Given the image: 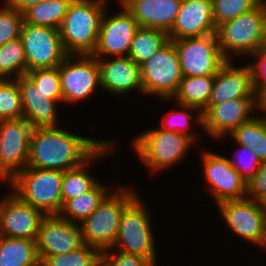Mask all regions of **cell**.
Instances as JSON below:
<instances>
[{"mask_svg":"<svg viewBox=\"0 0 266 266\" xmlns=\"http://www.w3.org/2000/svg\"><path fill=\"white\" fill-rule=\"evenodd\" d=\"M105 142L71 134L58 126L33 128L27 166L65 172L80 167Z\"/></svg>","mask_w":266,"mask_h":266,"instance_id":"obj_1","label":"cell"},{"mask_svg":"<svg viewBox=\"0 0 266 266\" xmlns=\"http://www.w3.org/2000/svg\"><path fill=\"white\" fill-rule=\"evenodd\" d=\"M105 0H73L59 28L68 55H92L105 12Z\"/></svg>","mask_w":266,"mask_h":266,"instance_id":"obj_2","label":"cell"},{"mask_svg":"<svg viewBox=\"0 0 266 266\" xmlns=\"http://www.w3.org/2000/svg\"><path fill=\"white\" fill-rule=\"evenodd\" d=\"M63 171L26 166L10 180L14 194L45 215H58L63 206L61 186Z\"/></svg>","mask_w":266,"mask_h":266,"instance_id":"obj_3","label":"cell"},{"mask_svg":"<svg viewBox=\"0 0 266 266\" xmlns=\"http://www.w3.org/2000/svg\"><path fill=\"white\" fill-rule=\"evenodd\" d=\"M265 21L266 0H263L255 9L219 25L216 35L224 58L231 61V53L236 56L256 53L262 45Z\"/></svg>","mask_w":266,"mask_h":266,"instance_id":"obj_4","label":"cell"},{"mask_svg":"<svg viewBox=\"0 0 266 266\" xmlns=\"http://www.w3.org/2000/svg\"><path fill=\"white\" fill-rule=\"evenodd\" d=\"M99 204L97 209L81 222L84 244L97 248L100 252L112 249L119 229L124 208L137 196L129 189L118 188L112 191Z\"/></svg>","mask_w":266,"mask_h":266,"instance_id":"obj_5","label":"cell"},{"mask_svg":"<svg viewBox=\"0 0 266 266\" xmlns=\"http://www.w3.org/2000/svg\"><path fill=\"white\" fill-rule=\"evenodd\" d=\"M136 196L123 210L113 245L121 252L141 256L156 266V251L149 213Z\"/></svg>","mask_w":266,"mask_h":266,"instance_id":"obj_6","label":"cell"},{"mask_svg":"<svg viewBox=\"0 0 266 266\" xmlns=\"http://www.w3.org/2000/svg\"><path fill=\"white\" fill-rule=\"evenodd\" d=\"M133 141L139 159L152 171L166 169L183 159L194 142L186 135L161 128L147 130Z\"/></svg>","mask_w":266,"mask_h":266,"instance_id":"obj_7","label":"cell"},{"mask_svg":"<svg viewBox=\"0 0 266 266\" xmlns=\"http://www.w3.org/2000/svg\"><path fill=\"white\" fill-rule=\"evenodd\" d=\"M171 41L179 56L182 76H215L227 62L216 33Z\"/></svg>","mask_w":266,"mask_h":266,"instance_id":"obj_8","label":"cell"},{"mask_svg":"<svg viewBox=\"0 0 266 266\" xmlns=\"http://www.w3.org/2000/svg\"><path fill=\"white\" fill-rule=\"evenodd\" d=\"M140 66L144 94L171 99L183 77L174 43L170 40Z\"/></svg>","mask_w":266,"mask_h":266,"instance_id":"obj_9","label":"cell"},{"mask_svg":"<svg viewBox=\"0 0 266 266\" xmlns=\"http://www.w3.org/2000/svg\"><path fill=\"white\" fill-rule=\"evenodd\" d=\"M20 39L24 48L27 72L58 67L68 56L59 29L24 22Z\"/></svg>","mask_w":266,"mask_h":266,"instance_id":"obj_10","label":"cell"},{"mask_svg":"<svg viewBox=\"0 0 266 266\" xmlns=\"http://www.w3.org/2000/svg\"><path fill=\"white\" fill-rule=\"evenodd\" d=\"M33 126L24 118L0 121V180H10L27 166Z\"/></svg>","mask_w":266,"mask_h":266,"instance_id":"obj_11","label":"cell"},{"mask_svg":"<svg viewBox=\"0 0 266 266\" xmlns=\"http://www.w3.org/2000/svg\"><path fill=\"white\" fill-rule=\"evenodd\" d=\"M68 55L59 65L61 94L64 102H79L90 97L100 86L98 60L92 55H77V62H72Z\"/></svg>","mask_w":266,"mask_h":266,"instance_id":"obj_12","label":"cell"},{"mask_svg":"<svg viewBox=\"0 0 266 266\" xmlns=\"http://www.w3.org/2000/svg\"><path fill=\"white\" fill-rule=\"evenodd\" d=\"M59 215H46L40 224L36 248L40 263L49 256L70 253L84 245L81 228Z\"/></svg>","mask_w":266,"mask_h":266,"instance_id":"obj_13","label":"cell"},{"mask_svg":"<svg viewBox=\"0 0 266 266\" xmlns=\"http://www.w3.org/2000/svg\"><path fill=\"white\" fill-rule=\"evenodd\" d=\"M202 155L206 182L217 204L248 197L247 181L231 166L228 158L208 151Z\"/></svg>","mask_w":266,"mask_h":266,"instance_id":"obj_14","label":"cell"},{"mask_svg":"<svg viewBox=\"0 0 266 266\" xmlns=\"http://www.w3.org/2000/svg\"><path fill=\"white\" fill-rule=\"evenodd\" d=\"M220 213L226 224L243 239L263 245L266 214L260 203L248 197L218 203Z\"/></svg>","mask_w":266,"mask_h":266,"instance_id":"obj_15","label":"cell"},{"mask_svg":"<svg viewBox=\"0 0 266 266\" xmlns=\"http://www.w3.org/2000/svg\"><path fill=\"white\" fill-rule=\"evenodd\" d=\"M123 7V11L106 16V10L100 22L98 42L92 56H128L131 42L136 30L139 28L137 21ZM103 55V56H102Z\"/></svg>","mask_w":266,"mask_h":266,"instance_id":"obj_16","label":"cell"},{"mask_svg":"<svg viewBox=\"0 0 266 266\" xmlns=\"http://www.w3.org/2000/svg\"><path fill=\"white\" fill-rule=\"evenodd\" d=\"M258 109L257 98L232 99L221 104L207 105L202 112V129L215 138L231 134L239 125L251 121L249 115Z\"/></svg>","mask_w":266,"mask_h":266,"instance_id":"obj_17","label":"cell"},{"mask_svg":"<svg viewBox=\"0 0 266 266\" xmlns=\"http://www.w3.org/2000/svg\"><path fill=\"white\" fill-rule=\"evenodd\" d=\"M45 216L13 193L0 201V225L5 237L36 240Z\"/></svg>","mask_w":266,"mask_h":266,"instance_id":"obj_18","label":"cell"},{"mask_svg":"<svg viewBox=\"0 0 266 266\" xmlns=\"http://www.w3.org/2000/svg\"><path fill=\"white\" fill-rule=\"evenodd\" d=\"M212 0H182L170 32V40L203 37L216 33Z\"/></svg>","mask_w":266,"mask_h":266,"instance_id":"obj_19","label":"cell"},{"mask_svg":"<svg viewBox=\"0 0 266 266\" xmlns=\"http://www.w3.org/2000/svg\"><path fill=\"white\" fill-rule=\"evenodd\" d=\"M227 61L214 76V84L208 105L240 99L257 98L253 88L252 69L250 65L236 68Z\"/></svg>","mask_w":266,"mask_h":266,"instance_id":"obj_20","label":"cell"},{"mask_svg":"<svg viewBox=\"0 0 266 266\" xmlns=\"http://www.w3.org/2000/svg\"><path fill=\"white\" fill-rule=\"evenodd\" d=\"M16 80L21 92L23 118L33 128L57 127L56 103L63 100L48 98V94L38 88L27 75Z\"/></svg>","mask_w":266,"mask_h":266,"instance_id":"obj_21","label":"cell"},{"mask_svg":"<svg viewBox=\"0 0 266 266\" xmlns=\"http://www.w3.org/2000/svg\"><path fill=\"white\" fill-rule=\"evenodd\" d=\"M105 61L97 58L100 71V86L111 94L123 95L134 89L143 91L141 66L129 56L114 57Z\"/></svg>","mask_w":266,"mask_h":266,"instance_id":"obj_22","label":"cell"},{"mask_svg":"<svg viewBox=\"0 0 266 266\" xmlns=\"http://www.w3.org/2000/svg\"><path fill=\"white\" fill-rule=\"evenodd\" d=\"M182 0H126L121 6L137 21L139 27L169 33Z\"/></svg>","mask_w":266,"mask_h":266,"instance_id":"obj_23","label":"cell"},{"mask_svg":"<svg viewBox=\"0 0 266 266\" xmlns=\"http://www.w3.org/2000/svg\"><path fill=\"white\" fill-rule=\"evenodd\" d=\"M112 141H106L86 162H84L80 167L67 170L63 173L61 194L63 204L72 198L84 194L85 192L91 190L97 183L89 173L86 172V166L93 161V159H98L106 156L112 150ZM111 148V149H110ZM92 160V161H91Z\"/></svg>","mask_w":266,"mask_h":266,"instance_id":"obj_24","label":"cell"},{"mask_svg":"<svg viewBox=\"0 0 266 266\" xmlns=\"http://www.w3.org/2000/svg\"><path fill=\"white\" fill-rule=\"evenodd\" d=\"M214 76H183L176 92L177 104L193 106L202 111L211 97Z\"/></svg>","mask_w":266,"mask_h":266,"instance_id":"obj_25","label":"cell"},{"mask_svg":"<svg viewBox=\"0 0 266 266\" xmlns=\"http://www.w3.org/2000/svg\"><path fill=\"white\" fill-rule=\"evenodd\" d=\"M0 266H40L36 241L5 237L0 247Z\"/></svg>","mask_w":266,"mask_h":266,"instance_id":"obj_26","label":"cell"},{"mask_svg":"<svg viewBox=\"0 0 266 266\" xmlns=\"http://www.w3.org/2000/svg\"><path fill=\"white\" fill-rule=\"evenodd\" d=\"M107 189L98 182L91 190L67 200L58 215L71 222L73 220L82 222L97 209L99 204L108 195Z\"/></svg>","mask_w":266,"mask_h":266,"instance_id":"obj_27","label":"cell"},{"mask_svg":"<svg viewBox=\"0 0 266 266\" xmlns=\"http://www.w3.org/2000/svg\"><path fill=\"white\" fill-rule=\"evenodd\" d=\"M170 41L167 32L139 27L133 37L128 56L142 65Z\"/></svg>","mask_w":266,"mask_h":266,"instance_id":"obj_28","label":"cell"},{"mask_svg":"<svg viewBox=\"0 0 266 266\" xmlns=\"http://www.w3.org/2000/svg\"><path fill=\"white\" fill-rule=\"evenodd\" d=\"M73 0H43L26 10L24 22L59 29Z\"/></svg>","mask_w":266,"mask_h":266,"instance_id":"obj_29","label":"cell"},{"mask_svg":"<svg viewBox=\"0 0 266 266\" xmlns=\"http://www.w3.org/2000/svg\"><path fill=\"white\" fill-rule=\"evenodd\" d=\"M238 143L250 148L260 162H266V119L254 117L251 121L239 125L231 134Z\"/></svg>","mask_w":266,"mask_h":266,"instance_id":"obj_30","label":"cell"},{"mask_svg":"<svg viewBox=\"0 0 266 266\" xmlns=\"http://www.w3.org/2000/svg\"><path fill=\"white\" fill-rule=\"evenodd\" d=\"M26 73L27 64L21 39L0 45V79L10 75H16L14 78L17 79Z\"/></svg>","mask_w":266,"mask_h":266,"instance_id":"obj_31","label":"cell"},{"mask_svg":"<svg viewBox=\"0 0 266 266\" xmlns=\"http://www.w3.org/2000/svg\"><path fill=\"white\" fill-rule=\"evenodd\" d=\"M21 118H23V106L17 80L10 77L0 79V121Z\"/></svg>","mask_w":266,"mask_h":266,"instance_id":"obj_32","label":"cell"},{"mask_svg":"<svg viewBox=\"0 0 266 266\" xmlns=\"http://www.w3.org/2000/svg\"><path fill=\"white\" fill-rule=\"evenodd\" d=\"M100 251L87 244L70 253L46 257L40 266H99Z\"/></svg>","mask_w":266,"mask_h":266,"instance_id":"obj_33","label":"cell"},{"mask_svg":"<svg viewBox=\"0 0 266 266\" xmlns=\"http://www.w3.org/2000/svg\"><path fill=\"white\" fill-rule=\"evenodd\" d=\"M263 0H212L216 28L224 22L255 9Z\"/></svg>","mask_w":266,"mask_h":266,"instance_id":"obj_34","label":"cell"},{"mask_svg":"<svg viewBox=\"0 0 266 266\" xmlns=\"http://www.w3.org/2000/svg\"><path fill=\"white\" fill-rule=\"evenodd\" d=\"M26 75L37 85L38 88L48 94V98L53 100H63L59 66L55 68L35 69L28 71Z\"/></svg>","mask_w":266,"mask_h":266,"instance_id":"obj_35","label":"cell"},{"mask_svg":"<svg viewBox=\"0 0 266 266\" xmlns=\"http://www.w3.org/2000/svg\"><path fill=\"white\" fill-rule=\"evenodd\" d=\"M178 106L182 109L181 111H172V112H167L171 117L167 118L163 116V120H162V130L165 131H172V132H177L179 134H183L186 135L188 137H190L193 141H195V139L197 137H195L196 135L193 133H189L187 132L188 125L190 124V121H192L193 116L192 113H189L188 111L190 109L192 110H196L198 111V115H196V121L198 122V124L202 125V112L193 106H187V105H181L178 104ZM185 110V111H184ZM176 117V118H175Z\"/></svg>","mask_w":266,"mask_h":266,"instance_id":"obj_36","label":"cell"},{"mask_svg":"<svg viewBox=\"0 0 266 266\" xmlns=\"http://www.w3.org/2000/svg\"><path fill=\"white\" fill-rule=\"evenodd\" d=\"M0 9V45L20 38L24 23V15L7 6L5 3Z\"/></svg>","mask_w":266,"mask_h":266,"instance_id":"obj_37","label":"cell"},{"mask_svg":"<svg viewBox=\"0 0 266 266\" xmlns=\"http://www.w3.org/2000/svg\"><path fill=\"white\" fill-rule=\"evenodd\" d=\"M239 147H240V153L238 154L239 159L232 160L228 158V160L231 166L235 168L238 171V173L248 182L258 171L261 162L257 158V155L254 153L253 150L242 145H239ZM243 152L245 153V155H241Z\"/></svg>","mask_w":266,"mask_h":266,"instance_id":"obj_38","label":"cell"},{"mask_svg":"<svg viewBox=\"0 0 266 266\" xmlns=\"http://www.w3.org/2000/svg\"><path fill=\"white\" fill-rule=\"evenodd\" d=\"M101 251L99 266H153L147 259L119 251L118 254Z\"/></svg>","mask_w":266,"mask_h":266,"instance_id":"obj_39","label":"cell"},{"mask_svg":"<svg viewBox=\"0 0 266 266\" xmlns=\"http://www.w3.org/2000/svg\"><path fill=\"white\" fill-rule=\"evenodd\" d=\"M252 56L258 58L255 65L249 64L252 69L253 88L258 94L266 86V48H260Z\"/></svg>","mask_w":266,"mask_h":266,"instance_id":"obj_40","label":"cell"},{"mask_svg":"<svg viewBox=\"0 0 266 266\" xmlns=\"http://www.w3.org/2000/svg\"><path fill=\"white\" fill-rule=\"evenodd\" d=\"M248 198L259 202L266 195V162H262L256 174L247 182Z\"/></svg>","mask_w":266,"mask_h":266,"instance_id":"obj_41","label":"cell"},{"mask_svg":"<svg viewBox=\"0 0 266 266\" xmlns=\"http://www.w3.org/2000/svg\"><path fill=\"white\" fill-rule=\"evenodd\" d=\"M43 0H4V3L19 11L20 13H24L26 10H28L30 7L35 6L39 2Z\"/></svg>","mask_w":266,"mask_h":266,"instance_id":"obj_42","label":"cell"},{"mask_svg":"<svg viewBox=\"0 0 266 266\" xmlns=\"http://www.w3.org/2000/svg\"><path fill=\"white\" fill-rule=\"evenodd\" d=\"M258 109L264 111L266 109V86L257 94Z\"/></svg>","mask_w":266,"mask_h":266,"instance_id":"obj_43","label":"cell"},{"mask_svg":"<svg viewBox=\"0 0 266 266\" xmlns=\"http://www.w3.org/2000/svg\"><path fill=\"white\" fill-rule=\"evenodd\" d=\"M261 209L265 212L266 214V195L259 201Z\"/></svg>","mask_w":266,"mask_h":266,"instance_id":"obj_44","label":"cell"},{"mask_svg":"<svg viewBox=\"0 0 266 266\" xmlns=\"http://www.w3.org/2000/svg\"><path fill=\"white\" fill-rule=\"evenodd\" d=\"M261 48H266V21L264 24V33H263V41H262Z\"/></svg>","mask_w":266,"mask_h":266,"instance_id":"obj_45","label":"cell"},{"mask_svg":"<svg viewBox=\"0 0 266 266\" xmlns=\"http://www.w3.org/2000/svg\"><path fill=\"white\" fill-rule=\"evenodd\" d=\"M4 238H5V234H4V231H3V229L1 228V225H0V247H1L2 243H3Z\"/></svg>","mask_w":266,"mask_h":266,"instance_id":"obj_46","label":"cell"},{"mask_svg":"<svg viewBox=\"0 0 266 266\" xmlns=\"http://www.w3.org/2000/svg\"><path fill=\"white\" fill-rule=\"evenodd\" d=\"M262 246H266V223H265V235H264V240H263V245Z\"/></svg>","mask_w":266,"mask_h":266,"instance_id":"obj_47","label":"cell"},{"mask_svg":"<svg viewBox=\"0 0 266 266\" xmlns=\"http://www.w3.org/2000/svg\"><path fill=\"white\" fill-rule=\"evenodd\" d=\"M120 4H123L126 0H118Z\"/></svg>","mask_w":266,"mask_h":266,"instance_id":"obj_48","label":"cell"}]
</instances>
